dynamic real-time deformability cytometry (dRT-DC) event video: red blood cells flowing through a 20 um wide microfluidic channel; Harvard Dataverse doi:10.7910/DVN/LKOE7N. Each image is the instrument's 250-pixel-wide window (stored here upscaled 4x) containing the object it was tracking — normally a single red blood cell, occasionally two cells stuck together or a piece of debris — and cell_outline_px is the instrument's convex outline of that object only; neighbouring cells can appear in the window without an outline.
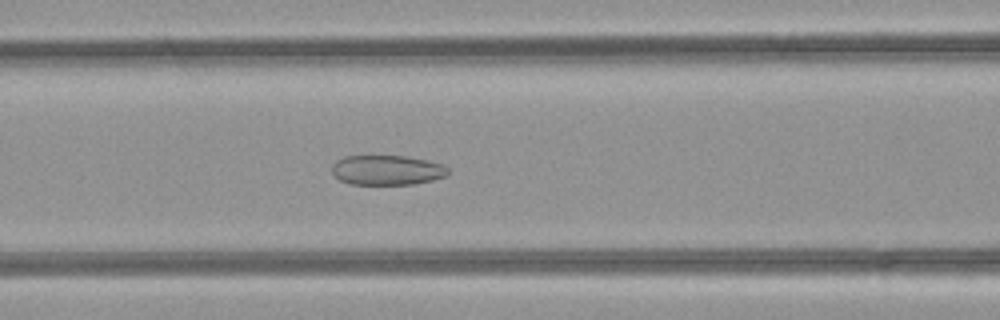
{"species": "common noctule bat (a hibernating species)", "species_latin": "Nyctalus noctula", "temperature_condition": "room temperature", "stored_images_in_passage": 43, "camera_frame_rate_fps": 3000, "um_per_image_px": 0.085, "animal": {"sex": "female", "body_mass_g": 21.9}, "frame": {"image": 1, "passage_image": 20, "time_ms": 6.333, "image_size_px": [1000, 320], "cell_outline_px": [[448, 176], [432, 180], [412, 184], [352, 184], [340, 180], [332, 172], [332, 164], [336, 160], [344, 156], [408, 156], [428, 160], [444, 164], [448, 168]], "centroid_in_image_um": [32.92, 14.45], "position_along_channel_um": 133.7, "area_um2": 20.29}}
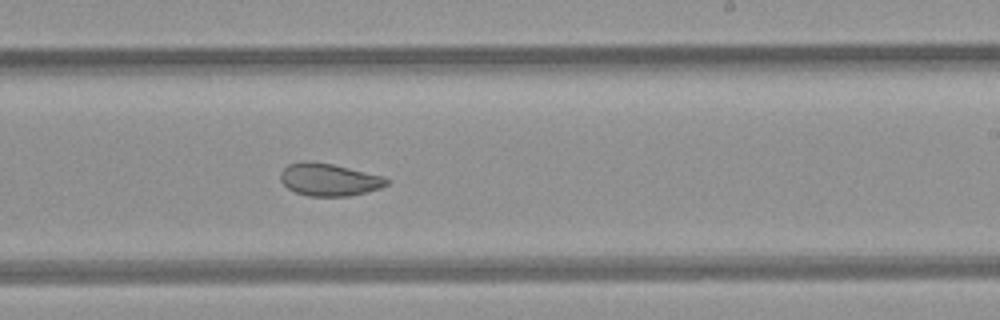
{"frame": {"image": 2, "passage_image": 29, "time_ms": 9.333, "image_size_px": [1000, 320], "cell_outline_px": [[388, 184], [380, 188], [348, 196], [308, 196], [296, 192], [288, 188], [280, 180], [280, 172], [288, 164], [304, 160], [332, 164], [384, 176], [388, 180]], "centroid_in_image_um": [27.94, 15.26], "position_along_channel_um": 261.1, "area_um2": 20.0}}
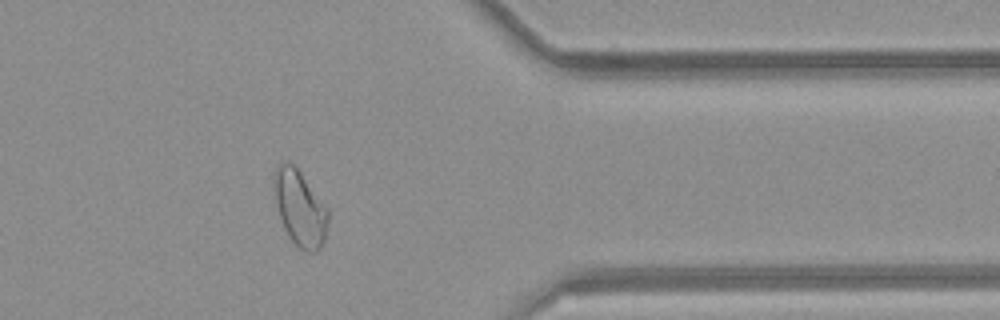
{"frame": {"image": 3, "passage_image": 39, "time_ms": 12.667, "image_size_px": [1000, 320], "cell_outline_px": [[328, 220], [324, 240], [320, 248], [316, 252], [308, 252], [300, 248], [288, 236], [284, 228], [280, 216], [272, 188], [272, 176], [276, 168], [280, 164], [292, 164], [300, 172], [328, 208]], "centroid_in_image_um": [25.48, 17.7], "position_along_channel_um": 385.9, "area_um2": 23.58}, "authors_computed_cell_mechanics": {"area_um2": 23.5824, "velocity_mm_per_s": 4.2466, "shape_relaxation_time_tau1_ms": null, "shape_relaxation_time_tau2_ms": 1.5905, "deformation_change_tau1": null, "deformation_change_tau2": 0.0667}}